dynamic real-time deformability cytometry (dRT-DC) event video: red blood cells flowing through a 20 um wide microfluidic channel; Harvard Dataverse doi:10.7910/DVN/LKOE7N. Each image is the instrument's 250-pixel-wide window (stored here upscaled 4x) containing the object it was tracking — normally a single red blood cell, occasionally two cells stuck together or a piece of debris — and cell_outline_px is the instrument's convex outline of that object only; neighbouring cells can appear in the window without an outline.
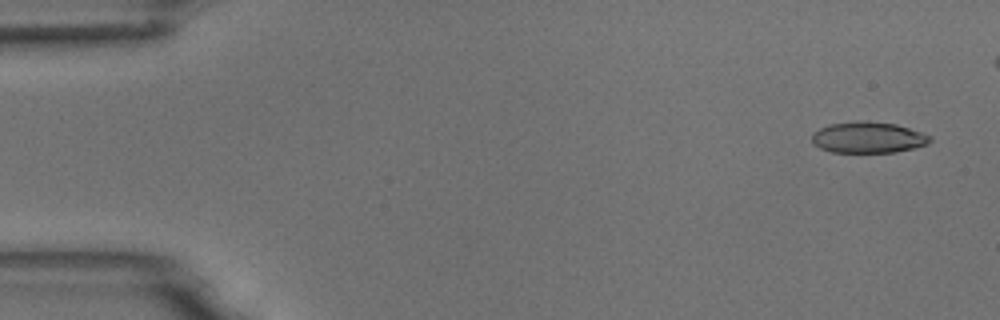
{"species": "common noctule bat (a hibernating species)", "species_latin": "Nyctalus noctula", "temperature_condition": "room temperature", "stored_images_in_passage": 5, "camera_frame_rate_fps": 3000, "um_per_image_px": 0.085, "animal": {"sex": "male", "body_mass_g": 18.8}, "frame": {"image": 1, "passage_image": 1, "time_ms": 0.0, "image_size_px": [1000, 320], "cell_outline_px": [[932, 140], [928, 144], [896, 152], [832, 152], [820, 148], [812, 140], [812, 132], [820, 128], [832, 124], [860, 120], [896, 124], [932, 136]], "centroid_in_image_um": [73.8, 11.68], "position_along_channel_um": 11.2, "area_um2": 21.27}}